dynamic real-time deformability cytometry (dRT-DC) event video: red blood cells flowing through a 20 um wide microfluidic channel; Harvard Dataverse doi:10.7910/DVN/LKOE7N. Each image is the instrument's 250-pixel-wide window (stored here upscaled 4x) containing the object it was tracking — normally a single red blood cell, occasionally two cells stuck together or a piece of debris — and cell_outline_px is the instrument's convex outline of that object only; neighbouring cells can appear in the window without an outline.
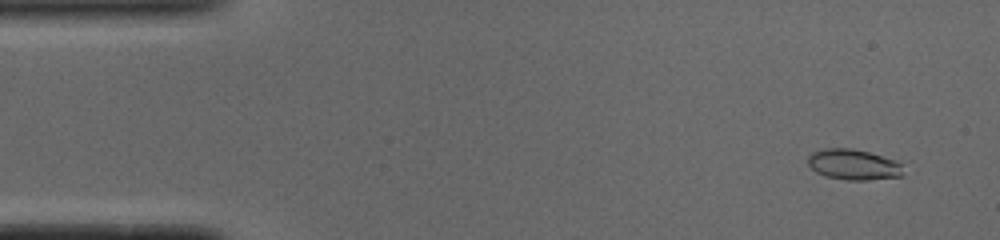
{"species": "common noctule bat (a hibernating species)", "species_latin": "Nyctalus noctula", "temperature_condition": "cold", "stored_images_in_passage": 47, "camera_frame_rate_fps": 3000, "um_per_image_px": 0.085, "animal": {"sex": "male", "body_mass_g": 19.0, "forearm_length_mm": 50.8}, "frame": {"image": 1, "passage_image": 3, "time_ms": 0.667, "image_size_px": [1000, 240], "cell_outline_px": [[900, 176], [868, 180], [848, 180], [824, 176], [816, 172], [808, 164], [808, 156], [812, 152], [824, 148], [852, 148], [868, 152], [896, 160], [900, 164]], "centroid_in_image_um": [72.48, 13.98], "position_along_channel_um": 12.5, "area_um2": 16.82}}
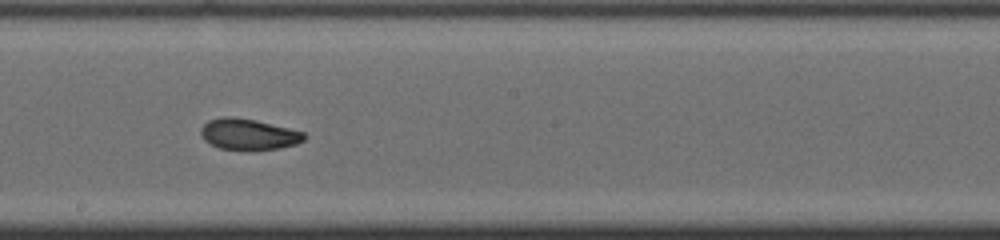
{"frame": {"image": 2, "passage_image": 24, "time_ms": 7.667, "image_size_px": [1000, 240], "cell_outline_px": [[308, 136], [304, 140], [296, 144], [280, 148], [252, 152], [220, 148], [204, 140], [200, 132], [200, 128], [208, 120], [224, 116], [232, 116], [256, 120], [304, 132]], "centroid_in_image_um": [21.13, 11.43], "position_along_channel_um": 227.1, "area_um2": 19.13}}
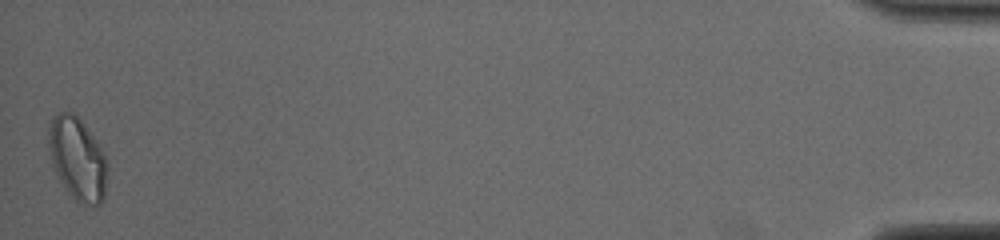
{"frame": {"image": 3, "passage_image": 47, "time_ms": 15.333, "image_size_px": [1000, 240], "cell_outline_px": [[108, 164], [104, 200], [100, 204], [92, 208], [84, 208], [68, 192], [60, 180], [52, 164], [48, 144], [48, 132], [52, 116], [60, 112], [72, 112], [80, 120], [92, 136], [100, 148]], "centroid_in_image_um": [6.59, 13.57], "position_along_channel_um": 428.6, "area_um2": 28.38}, "authors_computed_cell_mechanics": {"area_um2": 18.6694, "velocity_mm_per_s": 3.898, "shape_relaxation_time_tau1_ms": null, "shape_relaxation_time_tau2_ms": 2.237, "deformation_change_tau1": null, "deformation_change_tau2": 0.0633}}